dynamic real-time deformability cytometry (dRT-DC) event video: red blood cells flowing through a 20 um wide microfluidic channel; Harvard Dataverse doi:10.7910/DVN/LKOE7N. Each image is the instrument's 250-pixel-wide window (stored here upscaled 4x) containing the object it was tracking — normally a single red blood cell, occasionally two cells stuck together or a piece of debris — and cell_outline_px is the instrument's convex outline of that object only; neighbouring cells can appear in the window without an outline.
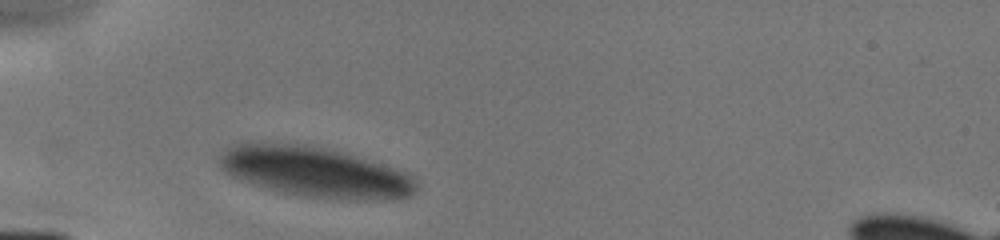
{"species": "human", "species_latin": "Homo sapiens", "temperature_condition": "cold", "stored_images_in_passage": 3, "camera_frame_rate_fps": 3000, "um_per_image_px": 0.085, "donor": {"sex": "male"}, "frame": {"image": 1, "passage_image": 1, "time_ms": 0.0, "image_size_px": [1000, 240], "cell_outline_px": [[416, 192], [412, 196], [396, 200], [332, 200], [300, 196], [280, 192], [252, 184], [240, 180], [224, 172], [220, 168], [220, 160], [224, 152], [228, 148], [236, 144], [264, 140], [308, 144], [328, 148], [368, 160], [416, 176]], "centroid_in_image_um": [26.78, 14.63], "position_along_channel_um": 58.2, "area_um2": 58.84}}
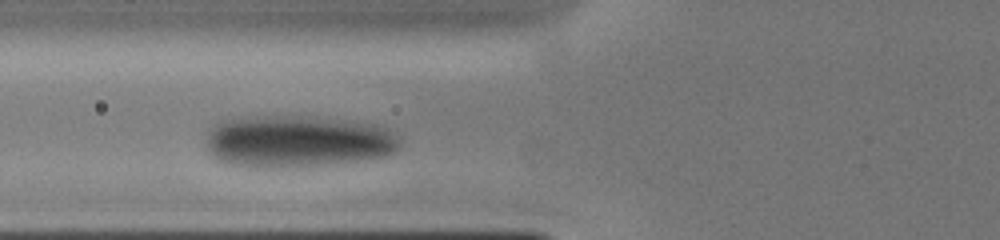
{"frame": {"image": 2, "passage_image": 3, "time_ms": 1.333, "image_size_px": [1000, 240], "cell_outline_px": [[400, 148], [392, 152], [380, 156], [356, 160], [328, 164], [280, 168], [276, 168], [232, 164], [216, 160], [208, 152], [208, 128], [220, 120], [232, 116], [308, 116], [376, 124], [388, 128], [400, 140]], "centroid_in_image_um": [25.21, 11.99], "position_along_channel_um": 100.6, "area_um2": 58.96}}